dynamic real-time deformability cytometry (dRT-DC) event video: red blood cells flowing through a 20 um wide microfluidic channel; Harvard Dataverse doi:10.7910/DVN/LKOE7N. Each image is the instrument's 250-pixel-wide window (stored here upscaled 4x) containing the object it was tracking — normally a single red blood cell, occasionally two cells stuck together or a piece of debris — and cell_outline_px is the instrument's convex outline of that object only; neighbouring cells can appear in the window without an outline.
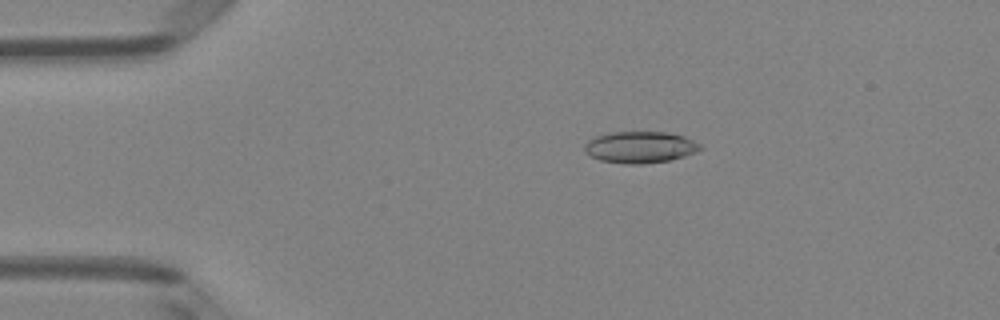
{"species": "Egyptian fruit bat (a non-hibernating species)", "species_latin": "Rousettus aegyptiacus", "temperature_condition": "room temperature", "stored_images_in_passage": 50, "camera_frame_rate_fps": 3000, "um_per_image_px": 0.085, "animal": {"sex": "female"}, "frame": {"image": 1, "passage_image": 10, "time_ms": 3.0, "image_size_px": [1000, 320], "cell_outline_px": [[704, 148], [696, 152], [684, 156], [668, 160], [640, 164], [624, 164], [600, 160], [584, 152], [584, 144], [588, 140], [596, 136], [612, 132], [668, 132], [684, 136], [700, 144]], "centroid_in_image_um": [54.4, 12.51], "position_along_channel_um": 30.6, "area_um2": 21.27}}
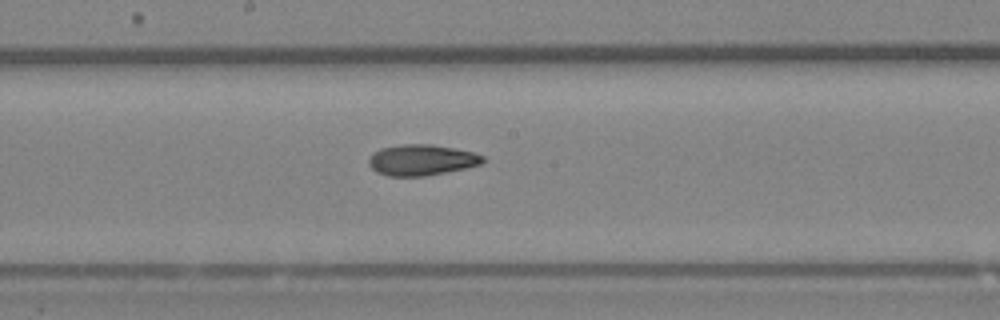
{"frame": {"image": 2, "passage_image": 27, "time_ms": 8.667, "image_size_px": [1000, 320], "cell_outline_px": [[484, 160], [480, 164], [464, 168], [424, 176], [388, 176], [376, 172], [368, 164], [368, 160], [380, 148], [400, 144], [432, 144], [472, 152], [484, 156]], "centroid_in_image_um": [35.8, 13.59], "position_along_channel_um": 212.4, "area_um2": 20.29}}
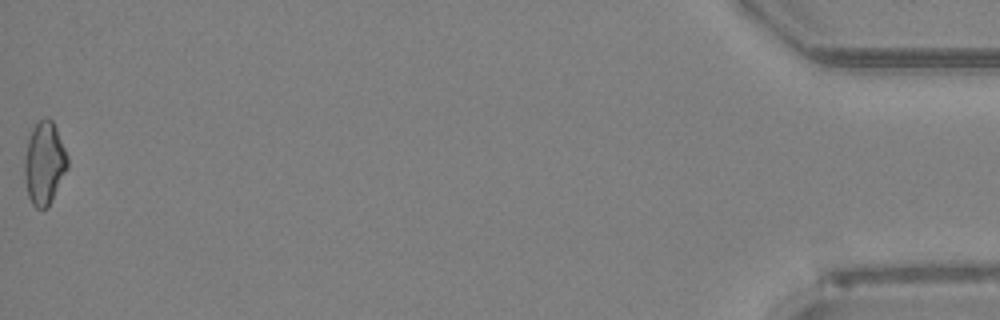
{"frame": {"image": 3, "passage_image": 50, "time_ms": 16.333, "image_size_px": [1000, 320], "cell_outline_px": [[68, 168], [48, 208], [36, 208], [32, 204], [28, 196], [24, 176], [24, 156], [28, 140], [32, 128], [44, 116], [48, 116], [52, 120], [56, 128], [68, 156]], "centroid_in_image_um": [3.77, 13.87], "position_along_channel_um": 431.4, "area_um2": 20.92}, "authors_computed_cell_mechanics": {"area_um2": 20.6346, "velocity_mm_per_s": 4.1342, "shape_relaxation_time_tau1_ms": 6.6966, "shape_relaxation_time_tau2_ms": 3.6851, "deformation_change_tau1": 0.1683, "deformation_change_tau2": 0.1045}}